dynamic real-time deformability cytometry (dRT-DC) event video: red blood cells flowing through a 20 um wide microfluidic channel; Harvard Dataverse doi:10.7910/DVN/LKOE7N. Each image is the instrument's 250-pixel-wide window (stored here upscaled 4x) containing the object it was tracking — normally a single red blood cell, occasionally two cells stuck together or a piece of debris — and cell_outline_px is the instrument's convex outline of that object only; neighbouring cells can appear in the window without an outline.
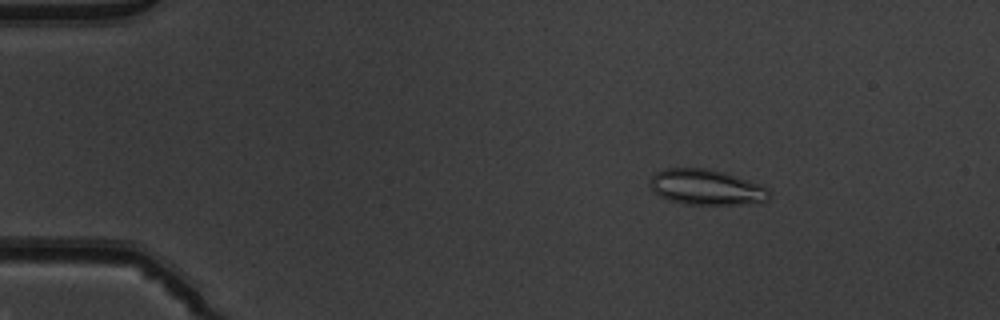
{"species": "common noctule bat (a hibernating species)", "species_latin": "Nyctalus noctula", "temperature_condition": "warm", "stored_images_in_passage": 31, "camera_frame_rate_fps": 3000, "um_per_image_px": 0.085, "animal": {"sex": "male", "body_mass_g": 19.5, "forearm_length_mm": 54.6}, "frame": {"image": 1, "passage_image": 9, "time_ms": 2.667, "image_size_px": [1000, 320], "cell_outline_px": [[768, 200], [740, 204], [684, 204], [668, 200], [660, 196], [652, 188], [652, 176], [656, 172], [664, 168], [708, 168], [724, 172], [760, 184], [768, 188]], "centroid_in_image_um": [60.03, 15.9], "position_along_channel_um": 25.0, "area_um2": 24.33}}
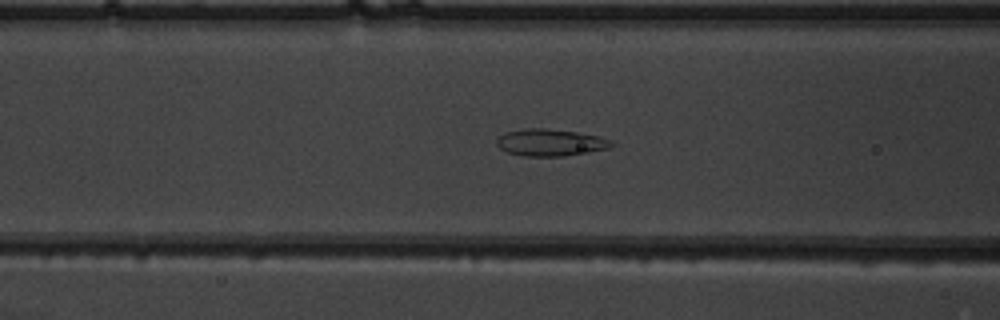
{"frame": {"image": 2, "passage_image": 22, "time_ms": 7.0, "image_size_px": [1000, 320], "cell_outline_px": [[616, 144], [608, 148], [588, 152], [564, 156], [524, 156], [508, 152], [500, 148], [496, 144], [496, 140], [504, 132], [524, 128], [544, 128], [576, 132], [600, 136]], "centroid_in_image_um": [46.76, 12.11], "position_along_channel_um": 119.8, "area_um2": 17.98}}
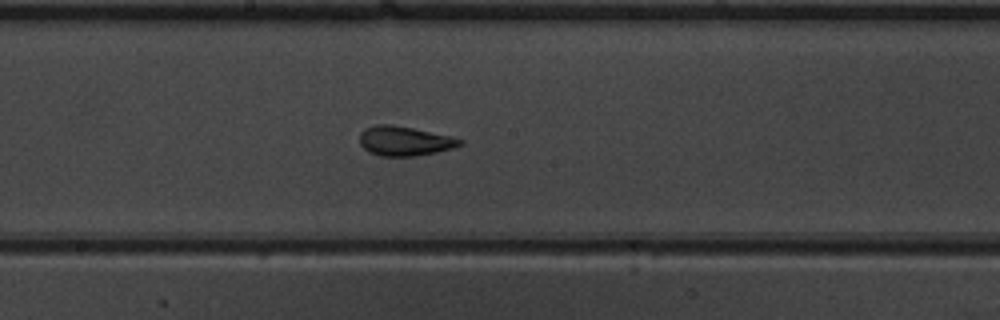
{"frame": {"image": 3, "passage_image": 29, "time_ms": 9.333, "image_size_px": [1000, 320], "cell_outline_px": [[464, 144], [452, 148], [436, 152], [416, 156], [380, 156], [368, 152], [360, 144], [360, 132], [364, 128], [376, 124], [392, 124], [452, 136], [464, 140]], "centroid_in_image_um": [34.38, 11.98], "position_along_channel_um": 213.8, "area_um2": 17.4}}